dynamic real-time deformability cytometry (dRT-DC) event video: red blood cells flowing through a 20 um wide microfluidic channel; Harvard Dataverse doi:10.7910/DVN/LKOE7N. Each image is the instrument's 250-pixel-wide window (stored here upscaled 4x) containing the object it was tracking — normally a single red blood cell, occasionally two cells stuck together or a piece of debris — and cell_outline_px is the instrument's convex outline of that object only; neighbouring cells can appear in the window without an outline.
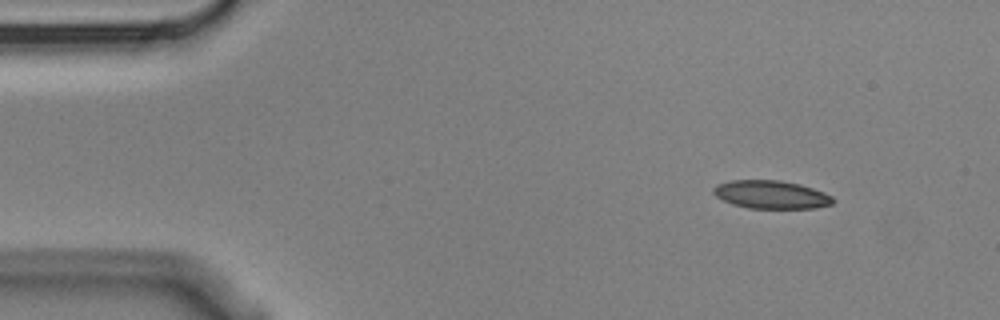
{"species": "Egyptian fruit bat (a non-hibernating species)", "species_latin": "Rousettus aegyptiacus", "temperature_condition": "cold", "stored_images_in_passage": 4, "camera_frame_rate_fps": 3000, "um_per_image_px": 0.085, "animal": {"sex": "male"}, "frame": {"image": 1, "passage_image": 1, "time_ms": 0.0, "image_size_px": [1000, 320], "cell_outline_px": [[836, 200], [832, 204], [816, 208], [748, 208], [732, 204], [716, 196], [712, 192], [712, 188], [716, 184], [728, 180], [780, 180], [800, 184], [824, 192], [832, 196]], "centroid_in_image_um": [65.54, 16.53], "position_along_channel_um": 19.5, "area_um2": 19.77}}
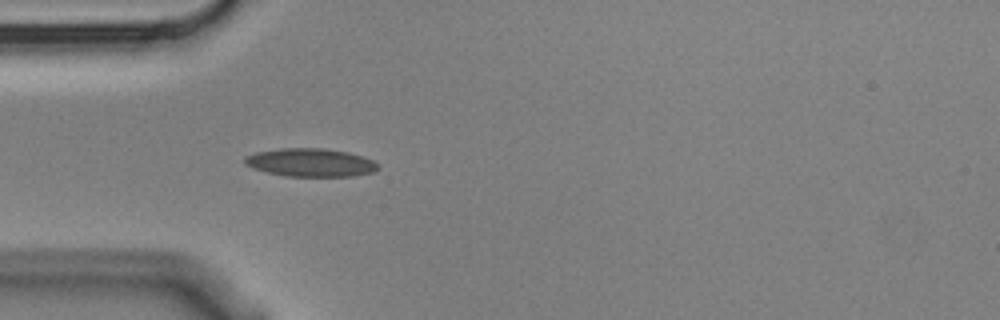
{"frame": {"image": 2, "passage_image": 4, "time_ms": 1.0, "image_size_px": [1000, 320], "cell_outline_px": [[380, 168], [372, 172], [352, 176], [284, 176], [252, 168], [244, 164], [244, 156], [256, 152], [280, 148], [324, 148], [348, 152], [372, 160]], "centroid_in_image_um": [26.35, 13.81], "position_along_channel_um": 58.7, "area_um2": 21.85}}